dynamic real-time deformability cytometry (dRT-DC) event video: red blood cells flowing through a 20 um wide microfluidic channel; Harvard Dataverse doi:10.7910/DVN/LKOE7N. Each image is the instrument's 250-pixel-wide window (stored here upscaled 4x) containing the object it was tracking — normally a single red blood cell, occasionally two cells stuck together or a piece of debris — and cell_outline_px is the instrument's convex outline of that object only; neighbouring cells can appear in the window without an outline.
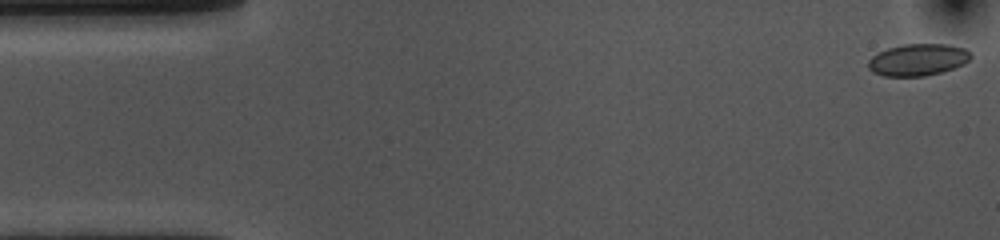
{"species": "common noctule bat (a hibernating species)", "species_latin": "Nyctalus noctula", "temperature_condition": "cold", "stored_images_in_passage": 55, "camera_frame_rate_fps": 3000, "um_per_image_px": 0.085, "animal": {"sex": "female", "body_mass_g": 10.0, "forearm_length_mm": 53.1}, "frame": {"image": 1, "passage_image": 1, "time_ms": 0.0, "image_size_px": [1000, 240], "cell_outline_px": [[972, 56], [964, 64], [940, 72], [924, 76], [884, 76], [872, 72], [868, 68], [868, 60], [872, 56], [888, 48], [904, 44], [948, 44], [964, 48], [972, 52]], "centroid_in_image_um": [78.02, 5.07], "position_along_channel_um": 7.0, "area_um2": 19.02}}
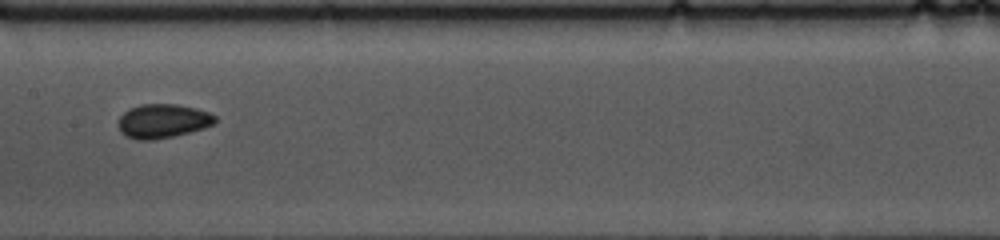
{"frame": {"image": 2, "passage_image": 26, "time_ms": 8.333, "image_size_px": [1000, 240], "cell_outline_px": [[216, 124], [204, 128], [172, 136], [152, 140], [136, 140], [124, 136], [120, 132], [120, 116], [128, 108], [140, 104], [176, 104], [196, 108], [208, 112], [216, 116]], "centroid_in_image_um": [13.84, 10.28], "position_along_channel_um": 193.6, "area_um2": 19.25}}
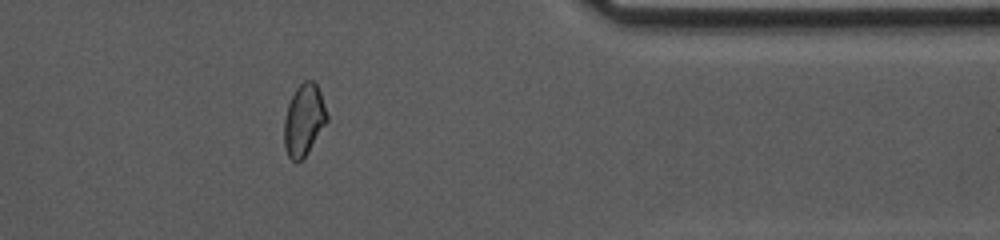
{"frame": {"image": 3, "passage_image": 44, "time_ms": 14.333, "image_size_px": [1000, 240], "cell_outline_px": [[328, 120], [308, 152], [296, 164], [288, 156], [284, 148], [284, 120], [288, 104], [296, 88], [304, 80], [312, 80], [316, 84], [320, 92], [328, 116]], "centroid_in_image_um": [25.82, 10.21], "position_along_channel_um": 385.6, "area_um2": 17.8}, "authors_computed_cell_mechanics": {"area_um2": 18.7272, "velocity_mm_per_s": 3.5711, "shape_relaxation_time_tau1_ms": 5.3029, "shape_relaxation_time_tau2_ms": 2.594, "deformation_change_tau1": 0.0828, "deformation_change_tau2": 0.0504}}